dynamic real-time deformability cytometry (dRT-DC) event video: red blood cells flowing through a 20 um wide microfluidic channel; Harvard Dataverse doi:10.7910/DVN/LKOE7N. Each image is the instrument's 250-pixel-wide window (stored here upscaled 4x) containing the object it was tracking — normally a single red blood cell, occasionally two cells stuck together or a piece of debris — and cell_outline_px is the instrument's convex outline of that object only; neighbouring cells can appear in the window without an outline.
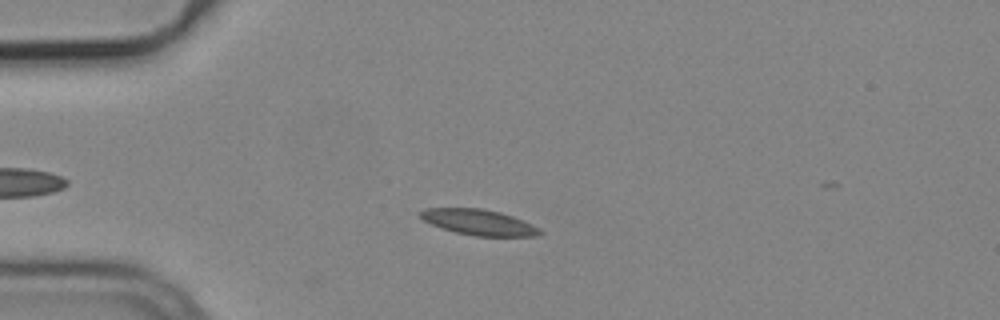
{"species": "common noctule bat (a hibernating species)", "species_latin": "Nyctalus noctula", "temperature_condition": "cold", "stored_images_in_passage": 4, "camera_frame_rate_fps": 3000, "um_per_image_px": 0.085, "animal": {"sex": "male", "body_mass_g": 19.2, "forearm_length_mm": 51.8}, "frame": {"image": 1, "passage_image": 3, "time_ms": 0.667, "image_size_px": [1000, 320], "cell_outline_px": [[544, 232], [540, 236], [476, 236], [456, 232], [440, 228], [424, 220], [420, 216], [420, 212], [424, 208], [484, 208], [500, 212], [512, 216], [540, 228]], "centroid_in_image_um": [40.72, 18.89], "position_along_channel_um": 44.3, "area_um2": 17.86}}